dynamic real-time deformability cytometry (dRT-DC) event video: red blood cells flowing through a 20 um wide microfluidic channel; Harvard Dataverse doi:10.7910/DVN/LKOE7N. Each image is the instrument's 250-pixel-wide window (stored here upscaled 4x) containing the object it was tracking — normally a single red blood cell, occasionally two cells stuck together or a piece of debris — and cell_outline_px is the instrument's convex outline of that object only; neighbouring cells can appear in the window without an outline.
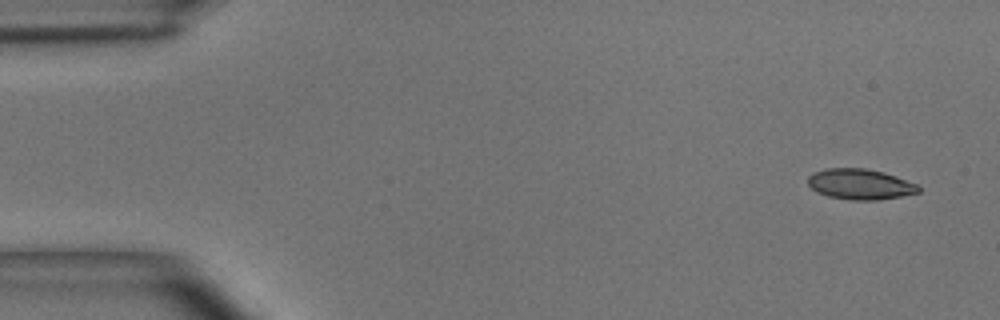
{"species": "common noctule bat (a hibernating species)", "species_latin": "Nyctalus noctula", "temperature_condition": "room temperature", "stored_images_in_passage": 5, "camera_frame_rate_fps": 3000, "um_per_image_px": 0.085, "animal": {"sex": "male", "body_mass_g": 15.6}, "frame": {"image": 1, "passage_image": 1, "time_ms": 0.0, "image_size_px": [1000, 320], "cell_outline_px": [[920, 192], [880, 200], [852, 200], [828, 196], [816, 192], [808, 184], [808, 176], [812, 172], [828, 168], [864, 168], [884, 172], [896, 176], [916, 184], [920, 188]], "centroid_in_image_um": [73.09, 15.65], "position_along_channel_um": 11.9, "area_um2": 19.71}}
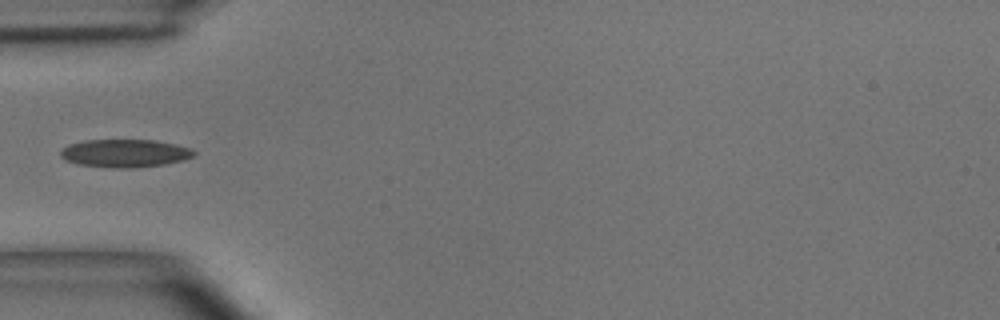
{"frame": {"image": 2, "passage_image": 4, "time_ms": 1.0, "image_size_px": [1000, 320], "cell_outline_px": [[196, 156], [184, 160], [164, 164], [128, 168], [112, 168], [80, 164], [64, 160], [60, 156], [60, 152], [68, 144], [84, 140], [156, 140], [176, 144], [192, 148], [196, 152]], "centroid_in_image_um": [10.65, 13.02], "position_along_channel_um": 74.4, "area_um2": 21.85}}
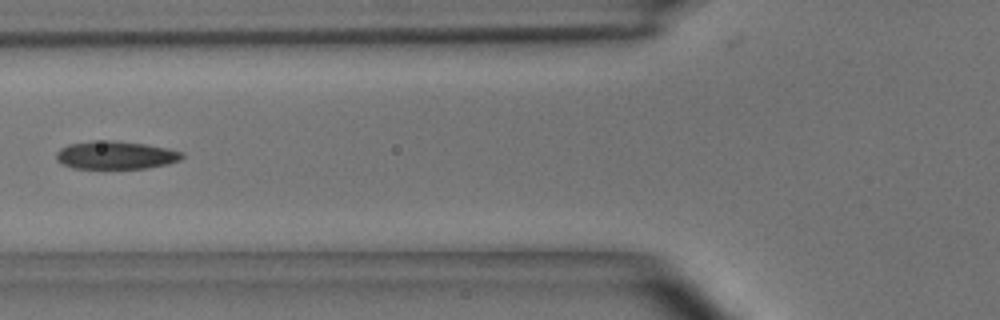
{"frame": {"image": 3, "passage_image": 5, "time_ms": 1.333, "image_size_px": [1000, 320], "cell_outline_px": [[184, 156], [180, 160], [168, 164], [148, 168], [72, 168], [56, 160], [56, 152], [60, 148], [68, 144], [92, 140], [112, 140], [144, 144], [168, 148], [184, 152]], "centroid_in_image_um": [9.84, 13.18], "position_along_channel_um": 116.0, "area_um2": 20.69}}